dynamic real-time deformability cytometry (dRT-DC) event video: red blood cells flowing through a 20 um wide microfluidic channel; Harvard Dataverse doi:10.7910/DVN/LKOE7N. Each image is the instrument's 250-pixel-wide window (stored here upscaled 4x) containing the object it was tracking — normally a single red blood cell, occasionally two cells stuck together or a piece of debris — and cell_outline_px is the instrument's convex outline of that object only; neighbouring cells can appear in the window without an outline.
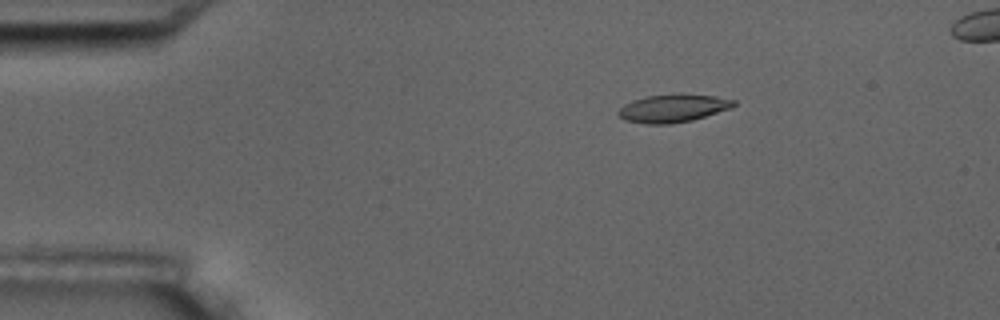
{"species": "common noctule bat (a hibernating species)", "species_latin": "Nyctalus noctula", "temperature_condition": "room temperature", "stored_images_in_passage": 6, "segment_of_instrument_passage": [1, 2], "camera_frame_rate_fps": 3000, "um_per_image_px": 0.085, "animal": {"sex": "male", "body_mass_g": 17.5, "forearm_length_mm": 52.3}, "frame": {"image": 1, "passage_image": 3, "time_ms": 2.333, "image_size_px": [1000, 320], "cell_outline_px": [[736, 104], [732, 108], [692, 120], [672, 124], [644, 124], [624, 120], [616, 112], [624, 104], [632, 100], [648, 96], [680, 92], [716, 96], [736, 100]], "centroid_in_image_um": [57.22, 9.18], "position_along_channel_um": 27.8, "area_um2": 19.25}}